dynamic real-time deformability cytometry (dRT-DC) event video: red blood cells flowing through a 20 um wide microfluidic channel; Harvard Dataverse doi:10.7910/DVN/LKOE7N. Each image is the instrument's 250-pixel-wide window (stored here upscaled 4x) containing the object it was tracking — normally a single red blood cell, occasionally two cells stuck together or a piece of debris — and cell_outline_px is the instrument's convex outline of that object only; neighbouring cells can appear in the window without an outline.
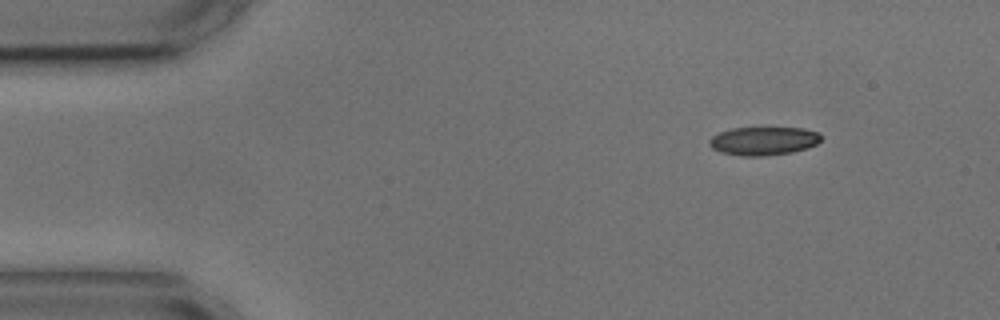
{"species": "common noctule bat (a hibernating species)", "species_latin": "Nyctalus noctula", "temperature_condition": "cold", "stored_images_in_passage": 6, "segment_of_instrument_passage": [2, 2], "camera_frame_rate_fps": 3000, "um_per_image_px": 0.085, "animal": {"sex": "male", "body_mass_g": 17.9, "forearm_length_mm": 54.2}, "frame": {"image": 1, "passage_image": 6, "time_ms": 6.0, "image_size_px": [1000, 320], "cell_outline_px": [[824, 136], [816, 144], [808, 148], [792, 152], [764, 156], [740, 156], [720, 152], [712, 148], [708, 144], [708, 140], [712, 136], [720, 132], [732, 128], [804, 128], [820, 132]], "centroid_in_image_um": [64.92, 11.98], "position_along_channel_um": 20.1, "area_um2": 18.73}}